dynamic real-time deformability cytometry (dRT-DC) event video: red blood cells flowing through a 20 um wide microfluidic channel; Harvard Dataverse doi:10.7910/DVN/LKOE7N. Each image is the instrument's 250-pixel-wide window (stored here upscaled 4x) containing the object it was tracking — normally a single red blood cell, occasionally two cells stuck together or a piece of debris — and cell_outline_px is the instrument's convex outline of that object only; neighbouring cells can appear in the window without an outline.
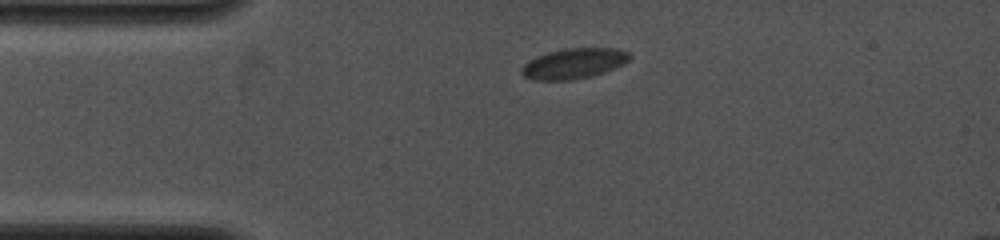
{"species": "common noctule bat (a hibernating species)", "species_latin": "Nyctalus noctula", "temperature_condition": "cold", "stored_images_in_passage": 27, "camera_frame_rate_fps": 4000, "um_per_image_px": 0.085, "animal": {"sex": "female", "body_mass_g": 19.0, "forearm_length_mm": 53.3}, "frame": {"image": 1, "passage_image": 1, "time_ms": 0.0, "image_size_px": [1000, 240], "cell_outline_px": [[632, 56], [624, 64], [604, 72], [592, 76], [572, 80], [532, 80], [524, 76], [520, 72], [520, 68], [528, 60], [548, 52], [564, 48], [616, 48], [628, 52]], "centroid_in_image_um": [48.76, 5.4], "position_along_channel_um": 36.2, "area_um2": 19.25}}
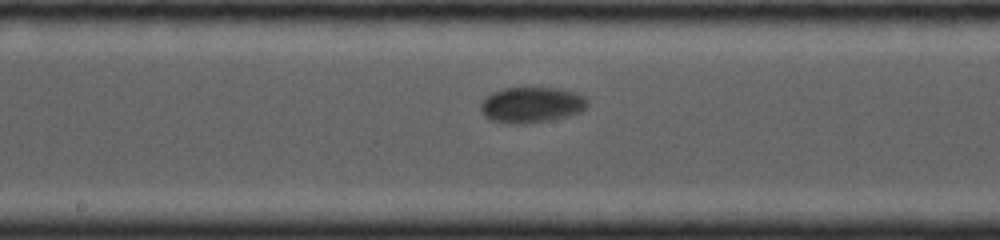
{"frame": {"image": 2, "passage_image": 11, "time_ms": 5.0, "image_size_px": [1000, 240], "cell_outline_px": [[588, 104], [580, 112], [568, 116], [548, 120], [524, 124], [508, 124], [492, 120], [484, 116], [480, 108], [480, 104], [492, 92], [504, 88], [556, 88], [572, 92], [584, 96], [588, 100]], "centroid_in_image_um": [45.16, 8.92], "position_along_channel_um": 203.0, "area_um2": 22.08}}
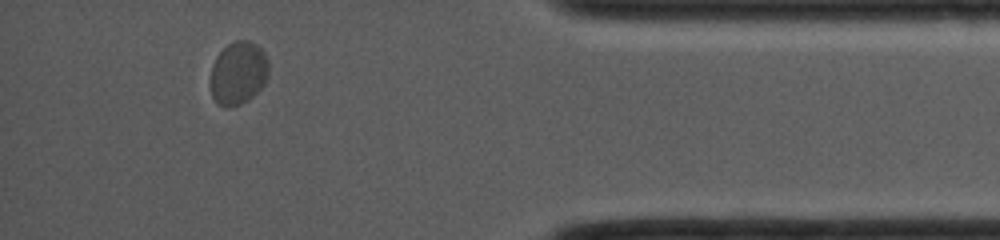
{"frame": {"image": 3, "passage_image": 23, "time_ms": 11.0, "image_size_px": [1000, 240], "cell_outline_px": [[268, 76], [264, 84], [248, 100], [240, 104], [228, 108], [216, 104], [212, 96], [212, 64], [216, 56], [228, 44], [236, 40], [248, 40], [256, 44], [264, 52], [268, 60]], "centroid_in_image_um": [20.26, 6.21], "position_along_channel_um": 414.9, "area_um2": 21.33}}